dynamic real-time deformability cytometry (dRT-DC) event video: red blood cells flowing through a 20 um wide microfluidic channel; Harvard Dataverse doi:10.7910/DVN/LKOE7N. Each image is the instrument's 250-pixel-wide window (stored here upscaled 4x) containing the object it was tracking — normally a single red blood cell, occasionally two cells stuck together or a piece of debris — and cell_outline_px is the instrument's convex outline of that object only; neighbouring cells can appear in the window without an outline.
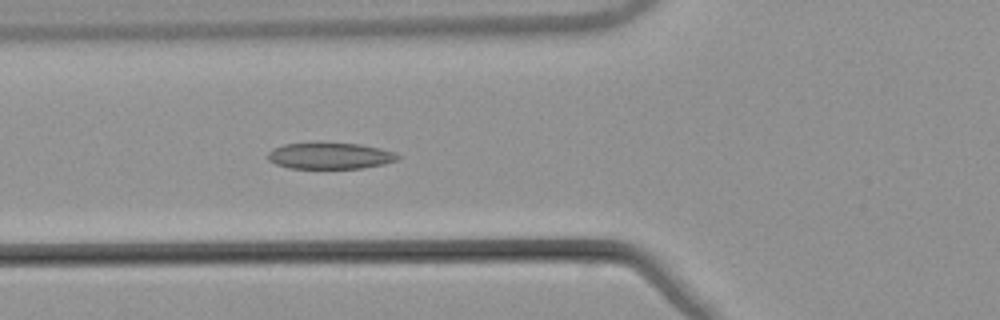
{"species": "common noctule bat (a hibernating species)", "species_latin": "Nyctalus noctula", "temperature_condition": "warm", "stored_images_in_passage": 53, "camera_frame_rate_fps": 3000, "um_per_image_px": 0.085, "animal": {"sex": "male", "body_mass_g": 21.5, "forearm_length_mm": 52.0}, "frame": {"image": 1, "passage_image": 20, "time_ms": 6.333, "image_size_px": [1000, 320], "cell_outline_px": [[400, 156], [396, 160], [384, 164], [360, 168], [288, 168], [276, 164], [268, 160], [268, 152], [272, 148], [284, 144], [360, 144], [380, 148], [396, 152]], "centroid_in_image_um": [28.05, 13.26], "position_along_channel_um": 97.7, "area_um2": 19.59}}
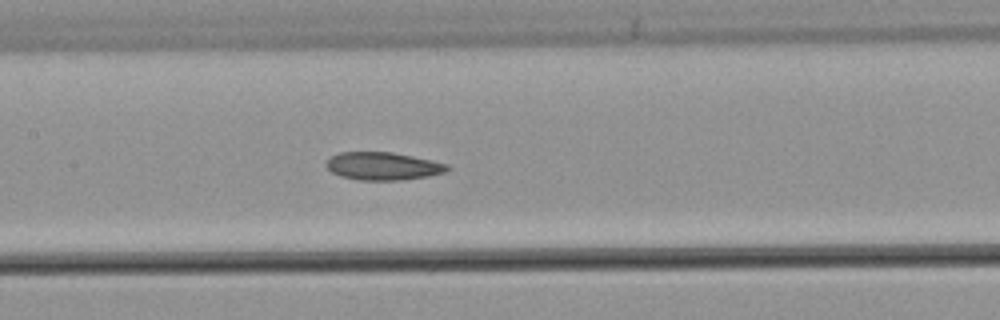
{"frame": {"image": 2, "passage_image": 26, "time_ms": 8.333, "image_size_px": [1000, 320], "cell_outline_px": [[452, 168], [444, 172], [428, 176], [404, 180], [356, 180], [340, 176], [332, 172], [324, 164], [332, 156], [340, 152], [392, 152], [432, 160], [448, 164]], "centroid_in_image_um": [32.56, 14.12], "position_along_channel_um": 174.8, "area_um2": 19.71}}
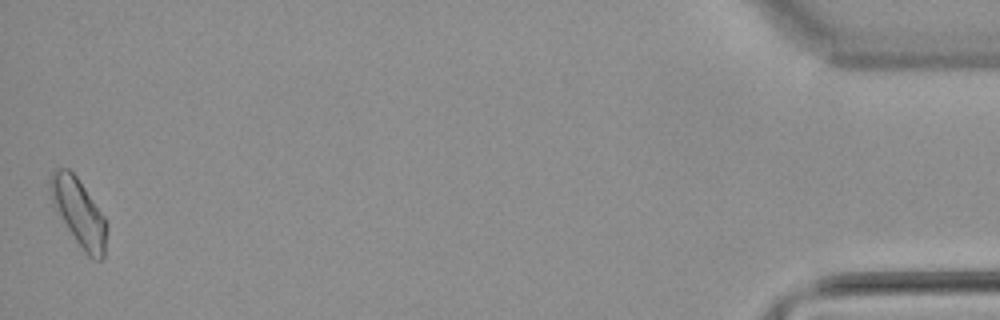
{"frame": {"image": 3, "passage_image": 53, "time_ms": 17.333, "image_size_px": [1000, 320], "cell_outline_px": [[108, 228], [104, 256], [100, 260], [92, 260], [88, 256], [76, 240], [52, 204], [48, 188], [48, 180], [52, 172], [60, 168], [68, 168], [76, 176], [104, 216]], "centroid_in_image_um": [6.69, 18.05], "position_along_channel_um": 428.5, "area_um2": 21.96}, "authors_computed_cell_mechanics": {"area_um2": 20.0566, "velocity_mm_per_s": 3.8459, "shape_relaxation_time_tau1_ms": null, "shape_relaxation_time_tau2_ms": 3.7514, "deformation_change_tau1": null, "deformation_change_tau2": 0.0907}}